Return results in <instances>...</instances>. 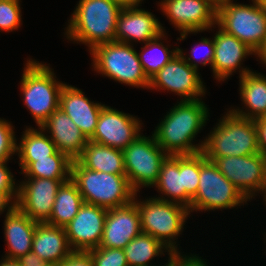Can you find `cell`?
I'll list each match as a JSON object with an SVG mask.
<instances>
[{
	"mask_svg": "<svg viewBox=\"0 0 266 266\" xmlns=\"http://www.w3.org/2000/svg\"><path fill=\"white\" fill-rule=\"evenodd\" d=\"M208 116L207 105L201 99L177 102L155 127L153 135L168 155L201 152L205 139L198 144H194L193 140L203 130L209 120Z\"/></svg>",
	"mask_w": 266,
	"mask_h": 266,
	"instance_id": "cell-1",
	"label": "cell"
},
{
	"mask_svg": "<svg viewBox=\"0 0 266 266\" xmlns=\"http://www.w3.org/2000/svg\"><path fill=\"white\" fill-rule=\"evenodd\" d=\"M122 8L115 0H79L64 35L87 45L89 52L100 44L113 42Z\"/></svg>",
	"mask_w": 266,
	"mask_h": 266,
	"instance_id": "cell-2",
	"label": "cell"
},
{
	"mask_svg": "<svg viewBox=\"0 0 266 266\" xmlns=\"http://www.w3.org/2000/svg\"><path fill=\"white\" fill-rule=\"evenodd\" d=\"M202 152L213 162L217 158L260 153L255 120L238 117L227 110L206 136Z\"/></svg>",
	"mask_w": 266,
	"mask_h": 266,
	"instance_id": "cell-3",
	"label": "cell"
},
{
	"mask_svg": "<svg viewBox=\"0 0 266 266\" xmlns=\"http://www.w3.org/2000/svg\"><path fill=\"white\" fill-rule=\"evenodd\" d=\"M70 178L85 203L106 209L125 206L133 201L136 194L126 175L92 171L77 160L72 161Z\"/></svg>",
	"mask_w": 266,
	"mask_h": 266,
	"instance_id": "cell-4",
	"label": "cell"
},
{
	"mask_svg": "<svg viewBox=\"0 0 266 266\" xmlns=\"http://www.w3.org/2000/svg\"><path fill=\"white\" fill-rule=\"evenodd\" d=\"M20 82L24 105L30 111L37 126L57 109L65 83L57 81L53 69L36 60L26 61Z\"/></svg>",
	"mask_w": 266,
	"mask_h": 266,
	"instance_id": "cell-5",
	"label": "cell"
},
{
	"mask_svg": "<svg viewBox=\"0 0 266 266\" xmlns=\"http://www.w3.org/2000/svg\"><path fill=\"white\" fill-rule=\"evenodd\" d=\"M137 196L136 193L133 202L140 214L142 232L161 241L170 251L179 252L176 239L184 229L190 215L189 209L182 204L161 200L155 196L143 201L137 200Z\"/></svg>",
	"mask_w": 266,
	"mask_h": 266,
	"instance_id": "cell-6",
	"label": "cell"
},
{
	"mask_svg": "<svg viewBox=\"0 0 266 266\" xmlns=\"http://www.w3.org/2000/svg\"><path fill=\"white\" fill-rule=\"evenodd\" d=\"M94 71L121 84L148 89L147 78L133 45L122 42H108L90 51Z\"/></svg>",
	"mask_w": 266,
	"mask_h": 266,
	"instance_id": "cell-7",
	"label": "cell"
},
{
	"mask_svg": "<svg viewBox=\"0 0 266 266\" xmlns=\"http://www.w3.org/2000/svg\"><path fill=\"white\" fill-rule=\"evenodd\" d=\"M253 4H239L229 1L217 9L216 25L230 34L256 55L266 41V7L258 0Z\"/></svg>",
	"mask_w": 266,
	"mask_h": 266,
	"instance_id": "cell-8",
	"label": "cell"
},
{
	"mask_svg": "<svg viewBox=\"0 0 266 266\" xmlns=\"http://www.w3.org/2000/svg\"><path fill=\"white\" fill-rule=\"evenodd\" d=\"M241 192L200 152V177L189 212L233 209L247 203Z\"/></svg>",
	"mask_w": 266,
	"mask_h": 266,
	"instance_id": "cell-9",
	"label": "cell"
},
{
	"mask_svg": "<svg viewBox=\"0 0 266 266\" xmlns=\"http://www.w3.org/2000/svg\"><path fill=\"white\" fill-rule=\"evenodd\" d=\"M126 177L138 193L143 187H153L158 180L161 165L168 154L157 144L154 135H140L124 150Z\"/></svg>",
	"mask_w": 266,
	"mask_h": 266,
	"instance_id": "cell-10",
	"label": "cell"
},
{
	"mask_svg": "<svg viewBox=\"0 0 266 266\" xmlns=\"http://www.w3.org/2000/svg\"><path fill=\"white\" fill-rule=\"evenodd\" d=\"M214 163L248 201L260 191L266 203V157L261 153L217 158Z\"/></svg>",
	"mask_w": 266,
	"mask_h": 266,
	"instance_id": "cell-11",
	"label": "cell"
},
{
	"mask_svg": "<svg viewBox=\"0 0 266 266\" xmlns=\"http://www.w3.org/2000/svg\"><path fill=\"white\" fill-rule=\"evenodd\" d=\"M160 10L178 28L180 38L216 27L217 9L206 0H161ZM215 25V26H214Z\"/></svg>",
	"mask_w": 266,
	"mask_h": 266,
	"instance_id": "cell-12",
	"label": "cell"
},
{
	"mask_svg": "<svg viewBox=\"0 0 266 266\" xmlns=\"http://www.w3.org/2000/svg\"><path fill=\"white\" fill-rule=\"evenodd\" d=\"M148 89L174 92L183 98L181 101L199 100L206 92L199 72L192 68L179 53L150 79Z\"/></svg>",
	"mask_w": 266,
	"mask_h": 266,
	"instance_id": "cell-13",
	"label": "cell"
},
{
	"mask_svg": "<svg viewBox=\"0 0 266 266\" xmlns=\"http://www.w3.org/2000/svg\"><path fill=\"white\" fill-rule=\"evenodd\" d=\"M26 178L18 184L16 207L31 220L46 223L59 187L69 179Z\"/></svg>",
	"mask_w": 266,
	"mask_h": 266,
	"instance_id": "cell-14",
	"label": "cell"
},
{
	"mask_svg": "<svg viewBox=\"0 0 266 266\" xmlns=\"http://www.w3.org/2000/svg\"><path fill=\"white\" fill-rule=\"evenodd\" d=\"M139 118L104 105L90 141L124 150L141 135Z\"/></svg>",
	"mask_w": 266,
	"mask_h": 266,
	"instance_id": "cell-15",
	"label": "cell"
},
{
	"mask_svg": "<svg viewBox=\"0 0 266 266\" xmlns=\"http://www.w3.org/2000/svg\"><path fill=\"white\" fill-rule=\"evenodd\" d=\"M108 209L83 203L78 214L64 227L72 251H89L102 240Z\"/></svg>",
	"mask_w": 266,
	"mask_h": 266,
	"instance_id": "cell-16",
	"label": "cell"
},
{
	"mask_svg": "<svg viewBox=\"0 0 266 266\" xmlns=\"http://www.w3.org/2000/svg\"><path fill=\"white\" fill-rule=\"evenodd\" d=\"M214 40V59L212 64L213 76L218 81L227 80L236 70L243 77L252 70L241 67L248 55L256 54L236 37L227 34L218 27Z\"/></svg>",
	"mask_w": 266,
	"mask_h": 266,
	"instance_id": "cell-17",
	"label": "cell"
},
{
	"mask_svg": "<svg viewBox=\"0 0 266 266\" xmlns=\"http://www.w3.org/2000/svg\"><path fill=\"white\" fill-rule=\"evenodd\" d=\"M165 32L164 27L151 12L139 6L123 7L116 24L115 41L145 44Z\"/></svg>",
	"mask_w": 266,
	"mask_h": 266,
	"instance_id": "cell-18",
	"label": "cell"
},
{
	"mask_svg": "<svg viewBox=\"0 0 266 266\" xmlns=\"http://www.w3.org/2000/svg\"><path fill=\"white\" fill-rule=\"evenodd\" d=\"M141 232L140 214L133 201L108 209L99 247L124 249Z\"/></svg>",
	"mask_w": 266,
	"mask_h": 266,
	"instance_id": "cell-19",
	"label": "cell"
},
{
	"mask_svg": "<svg viewBox=\"0 0 266 266\" xmlns=\"http://www.w3.org/2000/svg\"><path fill=\"white\" fill-rule=\"evenodd\" d=\"M40 128L44 133H50L49 137L57 150L66 154L72 161L81 155L88 141L73 120L60 108H57Z\"/></svg>",
	"mask_w": 266,
	"mask_h": 266,
	"instance_id": "cell-20",
	"label": "cell"
},
{
	"mask_svg": "<svg viewBox=\"0 0 266 266\" xmlns=\"http://www.w3.org/2000/svg\"><path fill=\"white\" fill-rule=\"evenodd\" d=\"M103 106L104 104L90 101L77 87L65 83L62 88L59 108L73 120L88 140L93 137Z\"/></svg>",
	"mask_w": 266,
	"mask_h": 266,
	"instance_id": "cell-21",
	"label": "cell"
},
{
	"mask_svg": "<svg viewBox=\"0 0 266 266\" xmlns=\"http://www.w3.org/2000/svg\"><path fill=\"white\" fill-rule=\"evenodd\" d=\"M4 237L7 245L5 258L18 259L32 250V240L38 222L31 220L17 207L6 209Z\"/></svg>",
	"mask_w": 266,
	"mask_h": 266,
	"instance_id": "cell-22",
	"label": "cell"
},
{
	"mask_svg": "<svg viewBox=\"0 0 266 266\" xmlns=\"http://www.w3.org/2000/svg\"><path fill=\"white\" fill-rule=\"evenodd\" d=\"M32 251L47 264H59L71 252L64 227L38 223L35 228Z\"/></svg>",
	"mask_w": 266,
	"mask_h": 266,
	"instance_id": "cell-23",
	"label": "cell"
},
{
	"mask_svg": "<svg viewBox=\"0 0 266 266\" xmlns=\"http://www.w3.org/2000/svg\"><path fill=\"white\" fill-rule=\"evenodd\" d=\"M240 78L239 91L246 110L239 107L230 111L242 118H266V75L254 71Z\"/></svg>",
	"mask_w": 266,
	"mask_h": 266,
	"instance_id": "cell-24",
	"label": "cell"
},
{
	"mask_svg": "<svg viewBox=\"0 0 266 266\" xmlns=\"http://www.w3.org/2000/svg\"><path fill=\"white\" fill-rule=\"evenodd\" d=\"M92 171L126 175L123 150L87 141L81 155L76 159Z\"/></svg>",
	"mask_w": 266,
	"mask_h": 266,
	"instance_id": "cell-25",
	"label": "cell"
},
{
	"mask_svg": "<svg viewBox=\"0 0 266 266\" xmlns=\"http://www.w3.org/2000/svg\"><path fill=\"white\" fill-rule=\"evenodd\" d=\"M165 197L161 200L179 203L185 206V187L182 180V155H168L163 161L158 180L154 184ZM169 198V199H168Z\"/></svg>",
	"mask_w": 266,
	"mask_h": 266,
	"instance_id": "cell-26",
	"label": "cell"
},
{
	"mask_svg": "<svg viewBox=\"0 0 266 266\" xmlns=\"http://www.w3.org/2000/svg\"><path fill=\"white\" fill-rule=\"evenodd\" d=\"M83 203L82 195L70 178L59 187L51 216L46 223L65 227L78 214Z\"/></svg>",
	"mask_w": 266,
	"mask_h": 266,
	"instance_id": "cell-27",
	"label": "cell"
},
{
	"mask_svg": "<svg viewBox=\"0 0 266 266\" xmlns=\"http://www.w3.org/2000/svg\"><path fill=\"white\" fill-rule=\"evenodd\" d=\"M71 164L72 160L59 151L34 162H19L20 174L23 173L25 177L47 179H70Z\"/></svg>",
	"mask_w": 266,
	"mask_h": 266,
	"instance_id": "cell-28",
	"label": "cell"
},
{
	"mask_svg": "<svg viewBox=\"0 0 266 266\" xmlns=\"http://www.w3.org/2000/svg\"><path fill=\"white\" fill-rule=\"evenodd\" d=\"M38 129V130H37ZM23 131L20 143H16V154L19 162H34L36 159L47 158L54 155L58 150L50 137L38 126Z\"/></svg>",
	"mask_w": 266,
	"mask_h": 266,
	"instance_id": "cell-29",
	"label": "cell"
},
{
	"mask_svg": "<svg viewBox=\"0 0 266 266\" xmlns=\"http://www.w3.org/2000/svg\"><path fill=\"white\" fill-rule=\"evenodd\" d=\"M124 252L128 266H153L150 265L153 258L165 255L164 252L169 255L172 251L161 241L141 232L124 247Z\"/></svg>",
	"mask_w": 266,
	"mask_h": 266,
	"instance_id": "cell-30",
	"label": "cell"
},
{
	"mask_svg": "<svg viewBox=\"0 0 266 266\" xmlns=\"http://www.w3.org/2000/svg\"><path fill=\"white\" fill-rule=\"evenodd\" d=\"M166 34L163 32L158 37L145 43L141 47L142 51L138 53L144 73L149 80L178 53L177 46L170 51L168 46L165 47L161 42Z\"/></svg>",
	"mask_w": 266,
	"mask_h": 266,
	"instance_id": "cell-31",
	"label": "cell"
},
{
	"mask_svg": "<svg viewBox=\"0 0 266 266\" xmlns=\"http://www.w3.org/2000/svg\"><path fill=\"white\" fill-rule=\"evenodd\" d=\"M200 177V152L182 155V180L185 187V207H191L196 196Z\"/></svg>",
	"mask_w": 266,
	"mask_h": 266,
	"instance_id": "cell-32",
	"label": "cell"
},
{
	"mask_svg": "<svg viewBox=\"0 0 266 266\" xmlns=\"http://www.w3.org/2000/svg\"><path fill=\"white\" fill-rule=\"evenodd\" d=\"M21 16L20 0H0V32L18 30Z\"/></svg>",
	"mask_w": 266,
	"mask_h": 266,
	"instance_id": "cell-33",
	"label": "cell"
},
{
	"mask_svg": "<svg viewBox=\"0 0 266 266\" xmlns=\"http://www.w3.org/2000/svg\"><path fill=\"white\" fill-rule=\"evenodd\" d=\"M94 266H128L124 249L97 247L89 250Z\"/></svg>",
	"mask_w": 266,
	"mask_h": 266,
	"instance_id": "cell-34",
	"label": "cell"
},
{
	"mask_svg": "<svg viewBox=\"0 0 266 266\" xmlns=\"http://www.w3.org/2000/svg\"><path fill=\"white\" fill-rule=\"evenodd\" d=\"M16 141L11 122L0 118V162L9 161L16 153Z\"/></svg>",
	"mask_w": 266,
	"mask_h": 266,
	"instance_id": "cell-35",
	"label": "cell"
},
{
	"mask_svg": "<svg viewBox=\"0 0 266 266\" xmlns=\"http://www.w3.org/2000/svg\"><path fill=\"white\" fill-rule=\"evenodd\" d=\"M200 40L201 41L199 42V44L198 43L196 44L197 48H193L192 47L190 55H188L189 57L188 56L186 57V54L180 48H178V53L182 56V58L192 68L196 69L197 71H198V68H199L198 66H199L200 63H201L200 65H203V66H206V64L207 65L209 64L211 69H212V64H213V59H214V40H213V38L211 40L209 38H204V37H202ZM201 47L204 48L205 55L203 57L204 59H199L198 60L197 57H196L197 56L196 53H197L198 48H201ZM206 49H207V51H206ZM198 54H200V53H198Z\"/></svg>",
	"mask_w": 266,
	"mask_h": 266,
	"instance_id": "cell-36",
	"label": "cell"
},
{
	"mask_svg": "<svg viewBox=\"0 0 266 266\" xmlns=\"http://www.w3.org/2000/svg\"><path fill=\"white\" fill-rule=\"evenodd\" d=\"M7 162H0V191L6 192L16 202L19 185H15L14 176L8 166H6Z\"/></svg>",
	"mask_w": 266,
	"mask_h": 266,
	"instance_id": "cell-37",
	"label": "cell"
},
{
	"mask_svg": "<svg viewBox=\"0 0 266 266\" xmlns=\"http://www.w3.org/2000/svg\"><path fill=\"white\" fill-rule=\"evenodd\" d=\"M58 266H94L89 251H72Z\"/></svg>",
	"mask_w": 266,
	"mask_h": 266,
	"instance_id": "cell-38",
	"label": "cell"
},
{
	"mask_svg": "<svg viewBox=\"0 0 266 266\" xmlns=\"http://www.w3.org/2000/svg\"><path fill=\"white\" fill-rule=\"evenodd\" d=\"M259 152L266 157V118L255 119Z\"/></svg>",
	"mask_w": 266,
	"mask_h": 266,
	"instance_id": "cell-39",
	"label": "cell"
},
{
	"mask_svg": "<svg viewBox=\"0 0 266 266\" xmlns=\"http://www.w3.org/2000/svg\"><path fill=\"white\" fill-rule=\"evenodd\" d=\"M21 266H46L48 265L42 258L32 250L17 259Z\"/></svg>",
	"mask_w": 266,
	"mask_h": 266,
	"instance_id": "cell-40",
	"label": "cell"
},
{
	"mask_svg": "<svg viewBox=\"0 0 266 266\" xmlns=\"http://www.w3.org/2000/svg\"><path fill=\"white\" fill-rule=\"evenodd\" d=\"M188 255H183L181 252H171L168 257V262L164 265L159 266H182V264L189 258ZM156 266V265H153ZM158 266V265H157Z\"/></svg>",
	"mask_w": 266,
	"mask_h": 266,
	"instance_id": "cell-41",
	"label": "cell"
},
{
	"mask_svg": "<svg viewBox=\"0 0 266 266\" xmlns=\"http://www.w3.org/2000/svg\"><path fill=\"white\" fill-rule=\"evenodd\" d=\"M4 191H0V214L5 212L6 208L14 209L16 207V202Z\"/></svg>",
	"mask_w": 266,
	"mask_h": 266,
	"instance_id": "cell-42",
	"label": "cell"
},
{
	"mask_svg": "<svg viewBox=\"0 0 266 266\" xmlns=\"http://www.w3.org/2000/svg\"><path fill=\"white\" fill-rule=\"evenodd\" d=\"M202 257H199L191 254L190 257L182 264V266H209L207 265V261H204V259H201Z\"/></svg>",
	"mask_w": 266,
	"mask_h": 266,
	"instance_id": "cell-43",
	"label": "cell"
},
{
	"mask_svg": "<svg viewBox=\"0 0 266 266\" xmlns=\"http://www.w3.org/2000/svg\"><path fill=\"white\" fill-rule=\"evenodd\" d=\"M122 7L140 6L143 0H115ZM140 4V5H139Z\"/></svg>",
	"mask_w": 266,
	"mask_h": 266,
	"instance_id": "cell-44",
	"label": "cell"
},
{
	"mask_svg": "<svg viewBox=\"0 0 266 266\" xmlns=\"http://www.w3.org/2000/svg\"><path fill=\"white\" fill-rule=\"evenodd\" d=\"M0 266H21V264L17 259H9L2 257V260L0 261Z\"/></svg>",
	"mask_w": 266,
	"mask_h": 266,
	"instance_id": "cell-45",
	"label": "cell"
},
{
	"mask_svg": "<svg viewBox=\"0 0 266 266\" xmlns=\"http://www.w3.org/2000/svg\"><path fill=\"white\" fill-rule=\"evenodd\" d=\"M256 56L260 59V62L266 66V41Z\"/></svg>",
	"mask_w": 266,
	"mask_h": 266,
	"instance_id": "cell-46",
	"label": "cell"
},
{
	"mask_svg": "<svg viewBox=\"0 0 266 266\" xmlns=\"http://www.w3.org/2000/svg\"><path fill=\"white\" fill-rule=\"evenodd\" d=\"M206 1H208L213 7L218 9L232 0H206Z\"/></svg>",
	"mask_w": 266,
	"mask_h": 266,
	"instance_id": "cell-47",
	"label": "cell"
},
{
	"mask_svg": "<svg viewBox=\"0 0 266 266\" xmlns=\"http://www.w3.org/2000/svg\"><path fill=\"white\" fill-rule=\"evenodd\" d=\"M260 3H262L266 7V0H258Z\"/></svg>",
	"mask_w": 266,
	"mask_h": 266,
	"instance_id": "cell-48",
	"label": "cell"
},
{
	"mask_svg": "<svg viewBox=\"0 0 266 266\" xmlns=\"http://www.w3.org/2000/svg\"><path fill=\"white\" fill-rule=\"evenodd\" d=\"M46 266H58L57 264H48Z\"/></svg>",
	"mask_w": 266,
	"mask_h": 266,
	"instance_id": "cell-49",
	"label": "cell"
}]
</instances>
